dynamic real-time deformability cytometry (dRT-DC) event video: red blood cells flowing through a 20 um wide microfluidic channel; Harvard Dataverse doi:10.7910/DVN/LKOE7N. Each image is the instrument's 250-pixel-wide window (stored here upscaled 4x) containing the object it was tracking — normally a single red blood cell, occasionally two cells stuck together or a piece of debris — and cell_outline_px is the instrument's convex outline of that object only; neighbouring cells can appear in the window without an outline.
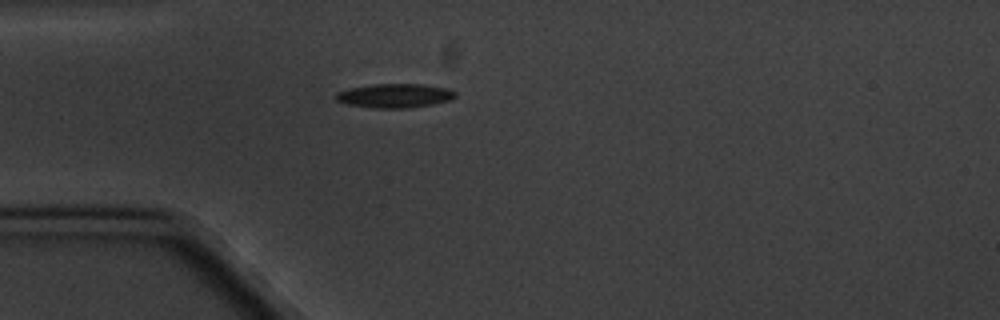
{"species": "common noctule bat (a hibernating species)", "species_latin": "Nyctalus noctula", "temperature_condition": "cold", "stored_images_in_passage": 6, "camera_frame_rate_fps": 3000, "um_per_image_px": 0.085, "animal": {"sex": "male", "body_mass_g": 20.1, "forearm_length_mm": 53.5}, "frame": {"image": 1, "passage_image": 5, "time_ms": 5.667, "image_size_px": [1000, 320], "cell_outline_px": [[456, 96], [448, 100], [432, 104], [408, 108], [376, 108], [348, 104], [336, 100], [332, 96], [336, 92], [348, 88], [372, 84], [424, 84], [444, 88], [456, 92]], "centroid_in_image_um": [33.48, 8.13], "position_along_channel_um": 51.5, "area_um2": 16.7}}